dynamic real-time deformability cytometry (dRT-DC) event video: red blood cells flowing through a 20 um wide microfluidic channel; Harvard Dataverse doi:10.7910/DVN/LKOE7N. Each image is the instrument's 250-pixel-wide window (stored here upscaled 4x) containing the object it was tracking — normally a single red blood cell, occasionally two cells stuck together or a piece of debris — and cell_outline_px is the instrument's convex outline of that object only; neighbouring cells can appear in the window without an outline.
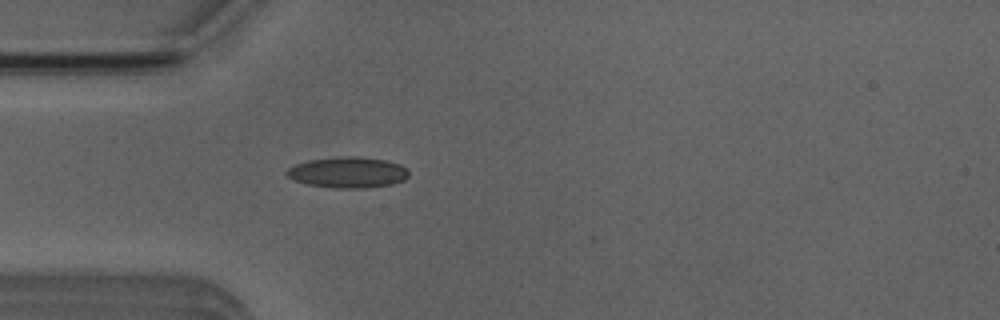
{"species": "Egyptian fruit bat (a non-hibernating species)", "species_latin": "Rousettus aegyptiacus", "temperature_condition": "room temperature", "stored_images_in_passage": 3, "camera_frame_rate_fps": 3000, "um_per_image_px": 0.085, "animal": {"sex": "male"}, "frame": {"image": 1, "passage_image": 3, "time_ms": 2.333, "image_size_px": [1000, 320], "cell_outline_px": [[408, 176], [404, 180], [392, 184], [364, 188], [332, 188], [304, 184], [292, 180], [284, 172], [288, 168], [296, 164], [308, 160], [348, 156], [356, 156], [384, 160], [400, 164], [408, 168]], "centroid_in_image_um": [29.54, 14.66], "position_along_channel_um": 55.5, "area_um2": 22.08}}